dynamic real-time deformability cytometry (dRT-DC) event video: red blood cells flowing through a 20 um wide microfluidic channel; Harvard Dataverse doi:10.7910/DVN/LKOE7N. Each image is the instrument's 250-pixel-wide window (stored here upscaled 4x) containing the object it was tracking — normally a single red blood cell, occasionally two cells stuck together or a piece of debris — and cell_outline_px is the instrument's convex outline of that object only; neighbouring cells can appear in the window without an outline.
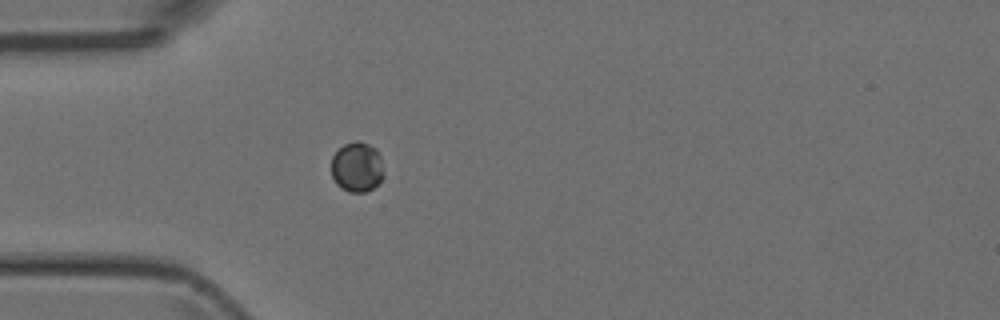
{"species": "Egyptian fruit bat (a non-hibernating species)", "species_latin": "Rousettus aegyptiacus", "temperature_condition": "room temperature", "stored_images_in_passage": 3, "camera_frame_rate_fps": 3000, "um_per_image_px": 0.085, "animal": {"sex": "female"}, "frame": {"image": 1, "passage_image": 3, "time_ms": 3.333, "image_size_px": [1000, 320], "cell_outline_px": [[384, 172], [380, 180], [372, 188], [364, 192], [348, 192], [336, 184], [332, 176], [332, 156], [344, 144], [356, 140], [360, 140], [376, 148], [380, 156]], "centroid_in_image_um": [30.34, 14.18], "position_along_channel_um": 54.7, "area_um2": 15.26}}